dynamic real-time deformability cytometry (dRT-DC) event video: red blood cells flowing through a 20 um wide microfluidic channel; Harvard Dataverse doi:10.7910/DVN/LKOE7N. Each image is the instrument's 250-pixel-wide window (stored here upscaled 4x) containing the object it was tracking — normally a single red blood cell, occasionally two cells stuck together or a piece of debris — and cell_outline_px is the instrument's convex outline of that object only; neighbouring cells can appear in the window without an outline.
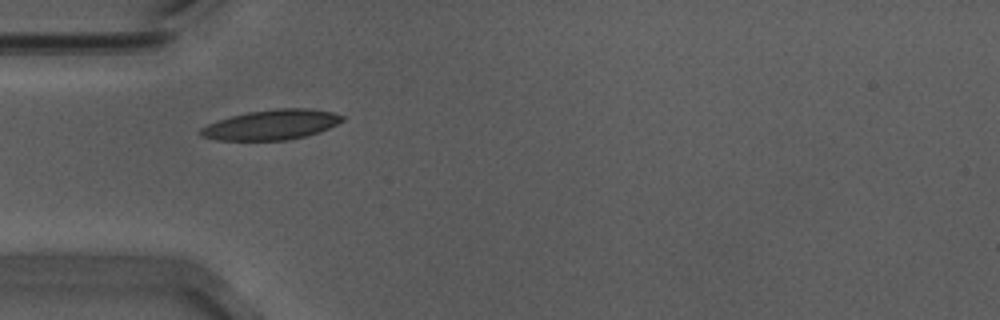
{"species": "Egyptian fruit bat (a non-hibernating species)", "species_latin": "Rousettus aegyptiacus", "temperature_condition": "warm", "stored_images_in_passage": 39, "camera_frame_rate_fps": 3000, "um_per_image_px": 0.085, "animal": {"sex": "male"}, "frame": {"image": 1, "passage_image": 1, "time_ms": 0.0, "image_size_px": [1000, 320], "cell_outline_px": [[344, 120], [328, 128], [304, 136], [284, 140], [216, 140], [200, 136], [196, 132], [200, 128], [208, 124], [232, 116], [248, 112], [276, 108], [308, 108], [332, 112], [344, 116]], "centroid_in_image_um": [23.03, 10.6], "position_along_channel_um": 62.0, "area_um2": 24.57}}
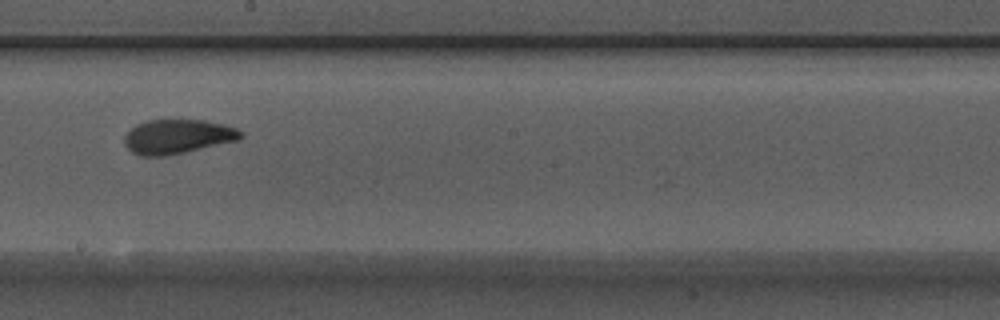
{"frame": {"image": 2, "passage_image": 15, "time_ms": 4.667, "image_size_px": [1000, 320], "cell_outline_px": [[244, 136], [240, 140], [184, 152], [164, 156], [140, 156], [132, 152], [124, 144], [124, 136], [136, 124], [148, 120], [204, 120], [224, 124], [236, 128], [244, 132]], "centroid_in_image_um": [15.12, 11.61], "position_along_channel_um": 233.1, "area_um2": 23.35}}
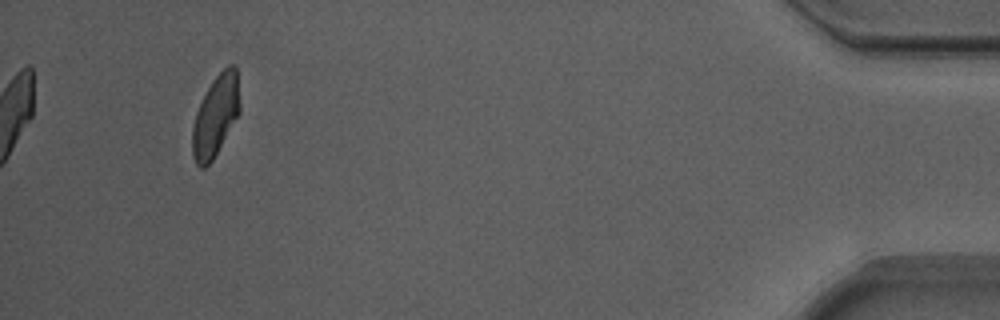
{"frame": {"image": 3, "passage_image": 36, "time_ms": 11.667, "image_size_px": [1000, 320], "cell_outline_px": [[240, 112], [212, 160], [204, 168], [200, 168], [196, 164], [192, 156], [192, 128], [196, 112], [212, 80], [228, 64], [236, 64], [240, 104]], "centroid_in_image_um": [18.33, 9.83], "position_along_channel_um": 416.9, "area_um2": 22.25}, "authors_computed_cell_mechanics": {"area_um2": 23.2934, "velocity_mm_per_s": 3.707, "shape_relaxation_time_tau1_ms": 4.0907, "shape_relaxation_time_tau2_ms": 1.5507, "deformation_change_tau1": 0.1605, "deformation_change_tau2": 0.0844}}